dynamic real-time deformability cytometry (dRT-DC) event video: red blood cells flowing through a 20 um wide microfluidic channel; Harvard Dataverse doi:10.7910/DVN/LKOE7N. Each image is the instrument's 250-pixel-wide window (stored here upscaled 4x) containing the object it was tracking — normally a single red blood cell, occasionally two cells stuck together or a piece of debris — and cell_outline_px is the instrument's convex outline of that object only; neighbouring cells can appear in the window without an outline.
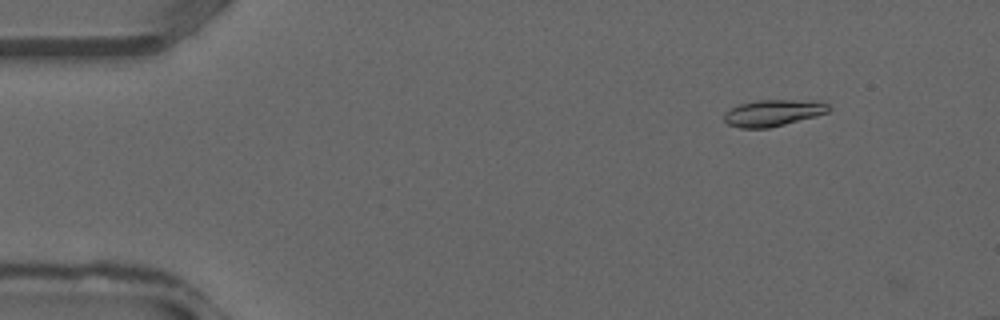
{"species": "common noctule bat (a hibernating species)", "species_latin": "Nyctalus noctula", "temperature_condition": "warm", "stored_images_in_passage": 12, "camera_frame_rate_fps": 3000, "um_per_image_px": 0.085, "animal": {"sex": "male", "forearm_length_mm": 52.5}, "frame": {"image": 1, "passage_image": 5, "time_ms": 1.333, "image_size_px": [1000, 320], "cell_outline_px": [[832, 108], [828, 112], [816, 116], [768, 128], [740, 128], [728, 124], [724, 120], [724, 112], [740, 104], [756, 100], [792, 100], [828, 104]], "centroid_in_image_um": [65.66, 9.61], "position_along_channel_um": 19.3, "area_um2": 15.84}}